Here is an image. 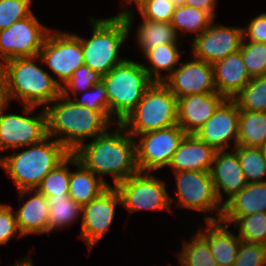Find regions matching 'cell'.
Returning <instances> with one entry per match:
<instances>
[{
  "label": "cell",
  "mask_w": 266,
  "mask_h": 266,
  "mask_svg": "<svg viewBox=\"0 0 266 266\" xmlns=\"http://www.w3.org/2000/svg\"><path fill=\"white\" fill-rule=\"evenodd\" d=\"M115 125V129L108 128L72 153L85 168L91 170L108 186L112 185L106 182L104 176H112L114 187L139 172L134 137L121 123Z\"/></svg>",
  "instance_id": "cell-1"
},
{
  "label": "cell",
  "mask_w": 266,
  "mask_h": 266,
  "mask_svg": "<svg viewBox=\"0 0 266 266\" xmlns=\"http://www.w3.org/2000/svg\"><path fill=\"white\" fill-rule=\"evenodd\" d=\"M47 136L73 153L87 138L103 134L113 123L102 111L78 105L60 95L45 108Z\"/></svg>",
  "instance_id": "cell-2"
},
{
  "label": "cell",
  "mask_w": 266,
  "mask_h": 266,
  "mask_svg": "<svg viewBox=\"0 0 266 266\" xmlns=\"http://www.w3.org/2000/svg\"><path fill=\"white\" fill-rule=\"evenodd\" d=\"M39 55L14 58L0 66L8 103L20 101L23 105L45 108L61 95L58 79L36 62Z\"/></svg>",
  "instance_id": "cell-3"
},
{
  "label": "cell",
  "mask_w": 266,
  "mask_h": 266,
  "mask_svg": "<svg viewBox=\"0 0 266 266\" xmlns=\"http://www.w3.org/2000/svg\"><path fill=\"white\" fill-rule=\"evenodd\" d=\"M134 15L131 9L107 18L90 16L92 36L85 38L75 33L81 41L86 66L103 76L126 59L119 57V50L129 37Z\"/></svg>",
  "instance_id": "cell-4"
},
{
  "label": "cell",
  "mask_w": 266,
  "mask_h": 266,
  "mask_svg": "<svg viewBox=\"0 0 266 266\" xmlns=\"http://www.w3.org/2000/svg\"><path fill=\"white\" fill-rule=\"evenodd\" d=\"M24 148H20L21 152L0 156V167L12 179L17 191L36 189L42 179L71 154L49 136Z\"/></svg>",
  "instance_id": "cell-5"
},
{
  "label": "cell",
  "mask_w": 266,
  "mask_h": 266,
  "mask_svg": "<svg viewBox=\"0 0 266 266\" xmlns=\"http://www.w3.org/2000/svg\"><path fill=\"white\" fill-rule=\"evenodd\" d=\"M101 81L107 91L109 113L114 123H122L125 120L153 83L142 63L127 58L108 74L101 76ZM113 117H116V122Z\"/></svg>",
  "instance_id": "cell-6"
},
{
  "label": "cell",
  "mask_w": 266,
  "mask_h": 266,
  "mask_svg": "<svg viewBox=\"0 0 266 266\" xmlns=\"http://www.w3.org/2000/svg\"><path fill=\"white\" fill-rule=\"evenodd\" d=\"M121 124L133 137L177 125V98L163 82H153Z\"/></svg>",
  "instance_id": "cell-7"
},
{
  "label": "cell",
  "mask_w": 266,
  "mask_h": 266,
  "mask_svg": "<svg viewBox=\"0 0 266 266\" xmlns=\"http://www.w3.org/2000/svg\"><path fill=\"white\" fill-rule=\"evenodd\" d=\"M172 174L176 182V191L174 192L176 207L206 214L209 211H214L217 217L207 215L203 220L205 222L221 220L223 205L217 197L210 172L182 171L172 172Z\"/></svg>",
  "instance_id": "cell-8"
},
{
  "label": "cell",
  "mask_w": 266,
  "mask_h": 266,
  "mask_svg": "<svg viewBox=\"0 0 266 266\" xmlns=\"http://www.w3.org/2000/svg\"><path fill=\"white\" fill-rule=\"evenodd\" d=\"M8 103L0 112V153L41 142L47 137L46 113L41 107L23 105V114L6 113ZM25 114V115H24Z\"/></svg>",
  "instance_id": "cell-9"
},
{
  "label": "cell",
  "mask_w": 266,
  "mask_h": 266,
  "mask_svg": "<svg viewBox=\"0 0 266 266\" xmlns=\"http://www.w3.org/2000/svg\"><path fill=\"white\" fill-rule=\"evenodd\" d=\"M115 188L119 191L121 205L129 214L138 210L172 212L173 197L168 193L165 182L151 172H138Z\"/></svg>",
  "instance_id": "cell-10"
},
{
  "label": "cell",
  "mask_w": 266,
  "mask_h": 266,
  "mask_svg": "<svg viewBox=\"0 0 266 266\" xmlns=\"http://www.w3.org/2000/svg\"><path fill=\"white\" fill-rule=\"evenodd\" d=\"M44 63L58 77L60 87L85 65L80 39L74 33L50 30L40 50Z\"/></svg>",
  "instance_id": "cell-11"
},
{
  "label": "cell",
  "mask_w": 266,
  "mask_h": 266,
  "mask_svg": "<svg viewBox=\"0 0 266 266\" xmlns=\"http://www.w3.org/2000/svg\"><path fill=\"white\" fill-rule=\"evenodd\" d=\"M186 133L173 125L135 136L136 162L139 172H155L167 168Z\"/></svg>",
  "instance_id": "cell-12"
},
{
  "label": "cell",
  "mask_w": 266,
  "mask_h": 266,
  "mask_svg": "<svg viewBox=\"0 0 266 266\" xmlns=\"http://www.w3.org/2000/svg\"><path fill=\"white\" fill-rule=\"evenodd\" d=\"M51 29L32 13L0 31V66L14 58L37 56Z\"/></svg>",
  "instance_id": "cell-13"
},
{
  "label": "cell",
  "mask_w": 266,
  "mask_h": 266,
  "mask_svg": "<svg viewBox=\"0 0 266 266\" xmlns=\"http://www.w3.org/2000/svg\"><path fill=\"white\" fill-rule=\"evenodd\" d=\"M215 20L191 41L192 57L211 65L240 50L244 38L243 27L215 24Z\"/></svg>",
  "instance_id": "cell-14"
},
{
  "label": "cell",
  "mask_w": 266,
  "mask_h": 266,
  "mask_svg": "<svg viewBox=\"0 0 266 266\" xmlns=\"http://www.w3.org/2000/svg\"><path fill=\"white\" fill-rule=\"evenodd\" d=\"M119 204H121L119 191L114 186H109L97 198L82 206L79 238L85 242L88 250L110 230Z\"/></svg>",
  "instance_id": "cell-15"
},
{
  "label": "cell",
  "mask_w": 266,
  "mask_h": 266,
  "mask_svg": "<svg viewBox=\"0 0 266 266\" xmlns=\"http://www.w3.org/2000/svg\"><path fill=\"white\" fill-rule=\"evenodd\" d=\"M238 121L237 103L233 99H225L194 135L215 151L228 150L230 143L233 149L238 143Z\"/></svg>",
  "instance_id": "cell-16"
},
{
  "label": "cell",
  "mask_w": 266,
  "mask_h": 266,
  "mask_svg": "<svg viewBox=\"0 0 266 266\" xmlns=\"http://www.w3.org/2000/svg\"><path fill=\"white\" fill-rule=\"evenodd\" d=\"M176 96L217 92L214 85L213 66L193 57L180 65L163 81Z\"/></svg>",
  "instance_id": "cell-17"
},
{
  "label": "cell",
  "mask_w": 266,
  "mask_h": 266,
  "mask_svg": "<svg viewBox=\"0 0 266 266\" xmlns=\"http://www.w3.org/2000/svg\"><path fill=\"white\" fill-rule=\"evenodd\" d=\"M231 151H216L210 170L217 197L222 205L247 185L237 154L234 149Z\"/></svg>",
  "instance_id": "cell-18"
},
{
  "label": "cell",
  "mask_w": 266,
  "mask_h": 266,
  "mask_svg": "<svg viewBox=\"0 0 266 266\" xmlns=\"http://www.w3.org/2000/svg\"><path fill=\"white\" fill-rule=\"evenodd\" d=\"M224 100L218 92L178 98L177 124L186 134H195Z\"/></svg>",
  "instance_id": "cell-19"
},
{
  "label": "cell",
  "mask_w": 266,
  "mask_h": 266,
  "mask_svg": "<svg viewBox=\"0 0 266 266\" xmlns=\"http://www.w3.org/2000/svg\"><path fill=\"white\" fill-rule=\"evenodd\" d=\"M30 193L26 200L25 195ZM20 200L25 201L14 210L17 227L21 236L33 234H46L48 237L49 205L45 195L37 189H25L18 191Z\"/></svg>",
  "instance_id": "cell-20"
},
{
  "label": "cell",
  "mask_w": 266,
  "mask_h": 266,
  "mask_svg": "<svg viewBox=\"0 0 266 266\" xmlns=\"http://www.w3.org/2000/svg\"><path fill=\"white\" fill-rule=\"evenodd\" d=\"M216 151L194 134H186L168 167L172 172H210Z\"/></svg>",
  "instance_id": "cell-21"
},
{
  "label": "cell",
  "mask_w": 266,
  "mask_h": 266,
  "mask_svg": "<svg viewBox=\"0 0 266 266\" xmlns=\"http://www.w3.org/2000/svg\"><path fill=\"white\" fill-rule=\"evenodd\" d=\"M212 66L216 91L225 99H233L251 80L241 50L231 53Z\"/></svg>",
  "instance_id": "cell-22"
},
{
  "label": "cell",
  "mask_w": 266,
  "mask_h": 266,
  "mask_svg": "<svg viewBox=\"0 0 266 266\" xmlns=\"http://www.w3.org/2000/svg\"><path fill=\"white\" fill-rule=\"evenodd\" d=\"M205 224L206 228L197 232L208 242L213 259L219 266H233L242 240L221 220L206 221Z\"/></svg>",
  "instance_id": "cell-23"
},
{
  "label": "cell",
  "mask_w": 266,
  "mask_h": 266,
  "mask_svg": "<svg viewBox=\"0 0 266 266\" xmlns=\"http://www.w3.org/2000/svg\"><path fill=\"white\" fill-rule=\"evenodd\" d=\"M72 165L76 167V171L70 170L68 194L77 204H88L109 187L91 170L85 168L73 154Z\"/></svg>",
  "instance_id": "cell-24"
},
{
  "label": "cell",
  "mask_w": 266,
  "mask_h": 266,
  "mask_svg": "<svg viewBox=\"0 0 266 266\" xmlns=\"http://www.w3.org/2000/svg\"><path fill=\"white\" fill-rule=\"evenodd\" d=\"M266 212V181L247 185L223 205L222 216H247Z\"/></svg>",
  "instance_id": "cell-25"
},
{
  "label": "cell",
  "mask_w": 266,
  "mask_h": 266,
  "mask_svg": "<svg viewBox=\"0 0 266 266\" xmlns=\"http://www.w3.org/2000/svg\"><path fill=\"white\" fill-rule=\"evenodd\" d=\"M179 44L181 45L180 41L158 45L144 53V58L151 64L142 63V66L153 82H163L181 63ZM161 71H166L168 74L164 76Z\"/></svg>",
  "instance_id": "cell-26"
},
{
  "label": "cell",
  "mask_w": 266,
  "mask_h": 266,
  "mask_svg": "<svg viewBox=\"0 0 266 266\" xmlns=\"http://www.w3.org/2000/svg\"><path fill=\"white\" fill-rule=\"evenodd\" d=\"M136 34L137 46L142 54L158 45L178 43L180 38L171 22H156L148 19H143Z\"/></svg>",
  "instance_id": "cell-27"
},
{
  "label": "cell",
  "mask_w": 266,
  "mask_h": 266,
  "mask_svg": "<svg viewBox=\"0 0 266 266\" xmlns=\"http://www.w3.org/2000/svg\"><path fill=\"white\" fill-rule=\"evenodd\" d=\"M266 142V112L239 110L238 143L260 148Z\"/></svg>",
  "instance_id": "cell-28"
},
{
  "label": "cell",
  "mask_w": 266,
  "mask_h": 266,
  "mask_svg": "<svg viewBox=\"0 0 266 266\" xmlns=\"http://www.w3.org/2000/svg\"><path fill=\"white\" fill-rule=\"evenodd\" d=\"M49 205L48 237L55 230L65 229L81 219L82 206L69 196L46 197Z\"/></svg>",
  "instance_id": "cell-29"
},
{
  "label": "cell",
  "mask_w": 266,
  "mask_h": 266,
  "mask_svg": "<svg viewBox=\"0 0 266 266\" xmlns=\"http://www.w3.org/2000/svg\"><path fill=\"white\" fill-rule=\"evenodd\" d=\"M221 221L230 226L233 224L242 241L266 245V212L247 216H222Z\"/></svg>",
  "instance_id": "cell-30"
},
{
  "label": "cell",
  "mask_w": 266,
  "mask_h": 266,
  "mask_svg": "<svg viewBox=\"0 0 266 266\" xmlns=\"http://www.w3.org/2000/svg\"><path fill=\"white\" fill-rule=\"evenodd\" d=\"M213 20L214 18L204 10L182 5L175 9L171 24L177 34L182 32L185 35L188 32L196 33L195 36H198Z\"/></svg>",
  "instance_id": "cell-31"
},
{
  "label": "cell",
  "mask_w": 266,
  "mask_h": 266,
  "mask_svg": "<svg viewBox=\"0 0 266 266\" xmlns=\"http://www.w3.org/2000/svg\"><path fill=\"white\" fill-rule=\"evenodd\" d=\"M184 240L182 249L176 253L180 266H219L211 255L208 242L198 233Z\"/></svg>",
  "instance_id": "cell-32"
},
{
  "label": "cell",
  "mask_w": 266,
  "mask_h": 266,
  "mask_svg": "<svg viewBox=\"0 0 266 266\" xmlns=\"http://www.w3.org/2000/svg\"><path fill=\"white\" fill-rule=\"evenodd\" d=\"M247 183L266 181V160L261 148L237 145L233 148Z\"/></svg>",
  "instance_id": "cell-33"
},
{
  "label": "cell",
  "mask_w": 266,
  "mask_h": 266,
  "mask_svg": "<svg viewBox=\"0 0 266 266\" xmlns=\"http://www.w3.org/2000/svg\"><path fill=\"white\" fill-rule=\"evenodd\" d=\"M72 164V153L51 170L36 188L45 197L69 196L70 168Z\"/></svg>",
  "instance_id": "cell-34"
},
{
  "label": "cell",
  "mask_w": 266,
  "mask_h": 266,
  "mask_svg": "<svg viewBox=\"0 0 266 266\" xmlns=\"http://www.w3.org/2000/svg\"><path fill=\"white\" fill-rule=\"evenodd\" d=\"M233 100L239 110L266 112V76L251 78Z\"/></svg>",
  "instance_id": "cell-35"
},
{
  "label": "cell",
  "mask_w": 266,
  "mask_h": 266,
  "mask_svg": "<svg viewBox=\"0 0 266 266\" xmlns=\"http://www.w3.org/2000/svg\"><path fill=\"white\" fill-rule=\"evenodd\" d=\"M240 50L250 77L266 76V43L243 40Z\"/></svg>",
  "instance_id": "cell-36"
},
{
  "label": "cell",
  "mask_w": 266,
  "mask_h": 266,
  "mask_svg": "<svg viewBox=\"0 0 266 266\" xmlns=\"http://www.w3.org/2000/svg\"><path fill=\"white\" fill-rule=\"evenodd\" d=\"M101 81V75L93 71L89 66L83 65L73 72L72 77L61 87V95L72 98L75 95L89 90L94 84ZM80 92V93H79ZM70 94H72L70 96Z\"/></svg>",
  "instance_id": "cell-37"
},
{
  "label": "cell",
  "mask_w": 266,
  "mask_h": 266,
  "mask_svg": "<svg viewBox=\"0 0 266 266\" xmlns=\"http://www.w3.org/2000/svg\"><path fill=\"white\" fill-rule=\"evenodd\" d=\"M32 0H0V31L33 13Z\"/></svg>",
  "instance_id": "cell-38"
},
{
  "label": "cell",
  "mask_w": 266,
  "mask_h": 266,
  "mask_svg": "<svg viewBox=\"0 0 266 266\" xmlns=\"http://www.w3.org/2000/svg\"><path fill=\"white\" fill-rule=\"evenodd\" d=\"M142 19L171 22L175 7L170 0H142L137 6Z\"/></svg>",
  "instance_id": "cell-39"
},
{
  "label": "cell",
  "mask_w": 266,
  "mask_h": 266,
  "mask_svg": "<svg viewBox=\"0 0 266 266\" xmlns=\"http://www.w3.org/2000/svg\"><path fill=\"white\" fill-rule=\"evenodd\" d=\"M83 93L81 97L75 95L72 100L88 109L102 111L111 120L107 91L102 81L94 84L89 90Z\"/></svg>",
  "instance_id": "cell-40"
},
{
  "label": "cell",
  "mask_w": 266,
  "mask_h": 266,
  "mask_svg": "<svg viewBox=\"0 0 266 266\" xmlns=\"http://www.w3.org/2000/svg\"><path fill=\"white\" fill-rule=\"evenodd\" d=\"M233 266H266V245L241 241Z\"/></svg>",
  "instance_id": "cell-41"
},
{
  "label": "cell",
  "mask_w": 266,
  "mask_h": 266,
  "mask_svg": "<svg viewBox=\"0 0 266 266\" xmlns=\"http://www.w3.org/2000/svg\"><path fill=\"white\" fill-rule=\"evenodd\" d=\"M14 237H23L17 227L14 209L9 204L0 203V246L8 244Z\"/></svg>",
  "instance_id": "cell-42"
},
{
  "label": "cell",
  "mask_w": 266,
  "mask_h": 266,
  "mask_svg": "<svg viewBox=\"0 0 266 266\" xmlns=\"http://www.w3.org/2000/svg\"><path fill=\"white\" fill-rule=\"evenodd\" d=\"M243 36V40L266 43V12L257 15L247 27H243Z\"/></svg>",
  "instance_id": "cell-43"
},
{
  "label": "cell",
  "mask_w": 266,
  "mask_h": 266,
  "mask_svg": "<svg viewBox=\"0 0 266 266\" xmlns=\"http://www.w3.org/2000/svg\"><path fill=\"white\" fill-rule=\"evenodd\" d=\"M217 3V0H185L184 5L204 10L216 19Z\"/></svg>",
  "instance_id": "cell-44"
},
{
  "label": "cell",
  "mask_w": 266,
  "mask_h": 266,
  "mask_svg": "<svg viewBox=\"0 0 266 266\" xmlns=\"http://www.w3.org/2000/svg\"><path fill=\"white\" fill-rule=\"evenodd\" d=\"M8 104L6 97L5 83L0 74V112Z\"/></svg>",
  "instance_id": "cell-45"
},
{
  "label": "cell",
  "mask_w": 266,
  "mask_h": 266,
  "mask_svg": "<svg viewBox=\"0 0 266 266\" xmlns=\"http://www.w3.org/2000/svg\"><path fill=\"white\" fill-rule=\"evenodd\" d=\"M12 266H34L32 263V260L30 259V256H24V258H21V260L16 261L15 264Z\"/></svg>",
  "instance_id": "cell-46"
},
{
  "label": "cell",
  "mask_w": 266,
  "mask_h": 266,
  "mask_svg": "<svg viewBox=\"0 0 266 266\" xmlns=\"http://www.w3.org/2000/svg\"><path fill=\"white\" fill-rule=\"evenodd\" d=\"M141 1L142 0H124V1H122V2H126L127 5H125L126 7L121 9V12H119L118 15H121V14L125 13L126 11L131 10L132 7H129L130 4L134 3L137 6Z\"/></svg>",
  "instance_id": "cell-47"
},
{
  "label": "cell",
  "mask_w": 266,
  "mask_h": 266,
  "mask_svg": "<svg viewBox=\"0 0 266 266\" xmlns=\"http://www.w3.org/2000/svg\"><path fill=\"white\" fill-rule=\"evenodd\" d=\"M175 8H179L180 6L184 5L185 0H170Z\"/></svg>",
  "instance_id": "cell-48"
},
{
  "label": "cell",
  "mask_w": 266,
  "mask_h": 266,
  "mask_svg": "<svg viewBox=\"0 0 266 266\" xmlns=\"http://www.w3.org/2000/svg\"><path fill=\"white\" fill-rule=\"evenodd\" d=\"M266 160V142L260 147Z\"/></svg>",
  "instance_id": "cell-49"
}]
</instances>
